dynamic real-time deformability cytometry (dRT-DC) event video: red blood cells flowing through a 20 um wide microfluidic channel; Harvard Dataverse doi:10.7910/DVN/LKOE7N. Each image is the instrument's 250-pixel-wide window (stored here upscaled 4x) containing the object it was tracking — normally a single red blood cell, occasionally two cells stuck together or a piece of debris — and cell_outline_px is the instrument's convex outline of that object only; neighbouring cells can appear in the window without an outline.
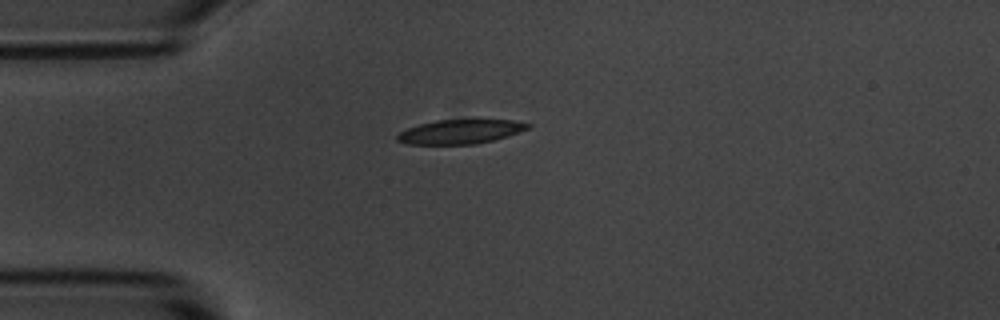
{"species": "common noctule bat (a hibernating species)", "species_latin": "Nyctalus noctula", "temperature_condition": "room temperature", "stored_images_in_passage": 42, "camera_frame_rate_fps": 3000, "um_per_image_px": 0.085, "animal": {"sex": "male", "body_mass_g": 20.1, "forearm_length_mm": 53.5}, "frame": {"image": 1, "passage_image": 1, "time_ms": 0.0, "image_size_px": [1000, 320], "cell_outline_px": [[532, 124], [528, 128], [508, 136], [476, 144], [408, 144], [396, 140], [396, 136], [400, 132], [408, 128], [420, 124], [436, 120], [476, 116], [512, 120]], "centroid_in_image_um": [39.18, 11.13], "position_along_channel_um": 45.8, "area_um2": 19.31}}
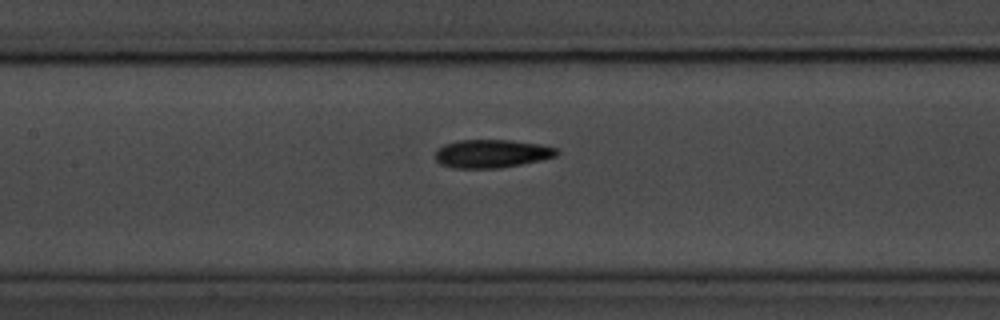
{"frame": {"image": 2, "passage_image": 12, "time_ms": 3.667, "image_size_px": [1000, 320], "cell_outline_px": [[560, 152], [556, 156], [540, 160], [500, 168], [452, 168], [440, 164], [436, 160], [436, 148], [444, 144], [460, 140], [512, 140], [540, 144], [556, 148]], "centroid_in_image_um": [41.78, 13.05], "position_along_channel_um": 165.6, "area_um2": 20.06}}
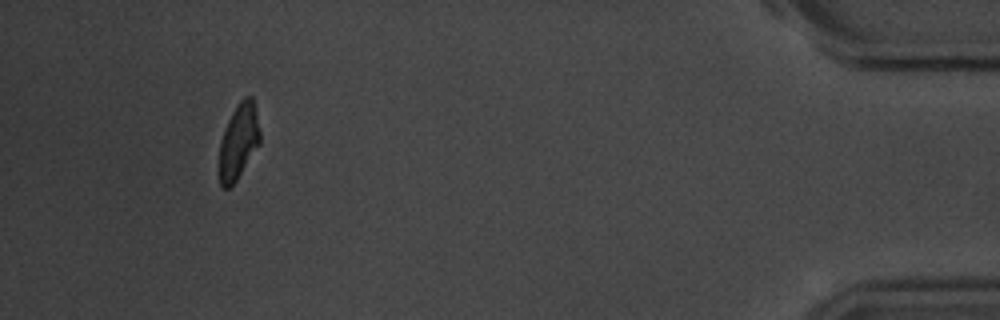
{"frame": {"image": 3, "passage_image": 38, "time_ms": 12.333, "image_size_px": [1000, 320], "cell_outline_px": [[260, 144], [236, 180], [228, 188], [220, 188], [220, 140], [224, 128], [232, 112], [240, 100], [244, 96], [252, 96], [256, 108], [260, 132]], "centroid_in_image_um": [20.29, 11.99], "position_along_channel_um": 414.9, "area_um2": 17.86}, "authors_computed_cell_mechanics": {"area_um2": 19.3052, "velocity_mm_per_s": 3.6575, "shape_relaxation_time_tau1_ms": 2.9354, "shape_relaxation_time_tau2_ms": 6.8796, "deformation_change_tau1": 0.1299, "deformation_change_tau2": 0.1159}}